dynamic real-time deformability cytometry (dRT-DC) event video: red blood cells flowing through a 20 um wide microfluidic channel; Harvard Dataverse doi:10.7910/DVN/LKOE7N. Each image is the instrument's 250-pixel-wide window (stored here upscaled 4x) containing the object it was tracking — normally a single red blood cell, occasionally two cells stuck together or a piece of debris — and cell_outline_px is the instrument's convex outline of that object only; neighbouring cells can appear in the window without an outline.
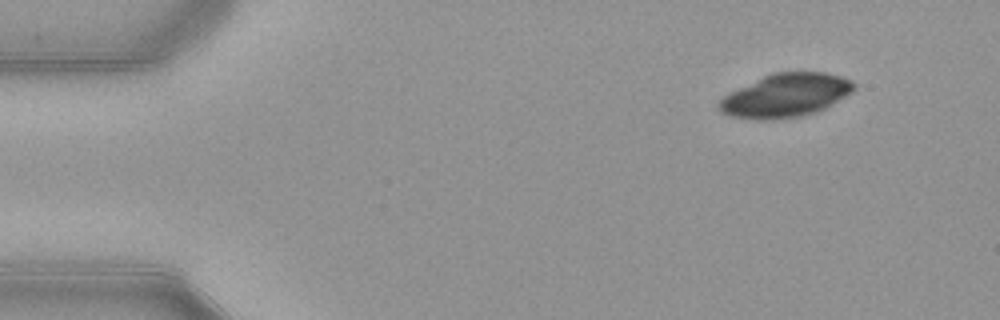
{"species": "common noctule bat (a hibernating species)", "species_latin": "Nyctalus noctula", "temperature_condition": "warm", "stored_images_in_passage": 48, "camera_frame_rate_fps": 3000, "um_per_image_px": 0.085, "animal": {"sex": "female", "body_mass_g": 21.9}, "frame": {"image": 1, "passage_image": 1, "time_ms": 0.0, "image_size_px": [1000, 320], "cell_outline_px": [[856, 88], [852, 92], [832, 104], [816, 112], [804, 116], [772, 120], [756, 120], [732, 116], [720, 112], [716, 108], [716, 104], [724, 96], [772, 72], [824, 72], [840, 76], [852, 80], [856, 84]], "centroid_in_image_um": [66.79, 8.12], "position_along_channel_um": 18.2, "area_um2": 34.16}}